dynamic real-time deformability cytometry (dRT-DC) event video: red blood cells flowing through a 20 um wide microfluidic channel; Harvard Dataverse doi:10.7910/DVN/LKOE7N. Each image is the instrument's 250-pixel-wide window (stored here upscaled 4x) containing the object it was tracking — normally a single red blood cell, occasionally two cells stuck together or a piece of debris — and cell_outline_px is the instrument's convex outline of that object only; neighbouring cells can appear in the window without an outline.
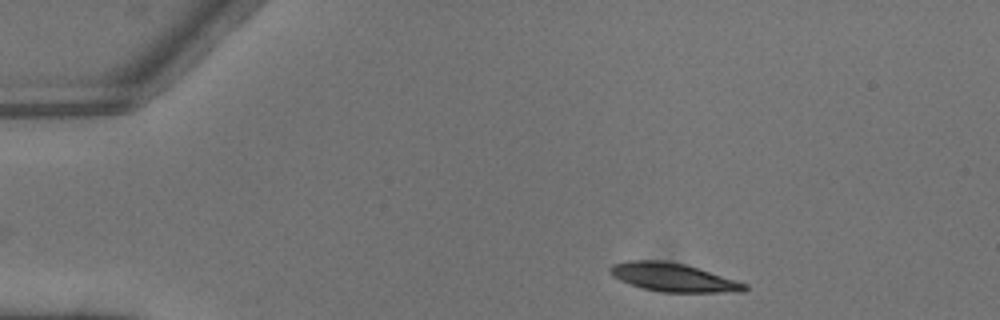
{"species": "common noctule bat (a hibernating species)", "species_latin": "Nyctalus noctula", "temperature_condition": "warm", "stored_images_in_passage": 4, "camera_frame_rate_fps": 3000, "um_per_image_px": 0.085, "animal": {"sex": "male", "body_mass_g": 13.3}, "frame": {"image": 1, "passage_image": 1, "time_ms": 0.0, "image_size_px": [1000, 320], "cell_outline_px": [[748, 288], [744, 292], [660, 292], [628, 284], [612, 276], [608, 272], [608, 268], [612, 264], [624, 260], [664, 260], [684, 264], [736, 280], [748, 284]], "centroid_in_image_um": [57.17, 23.57], "position_along_channel_um": 27.8, "area_um2": 22.43}}
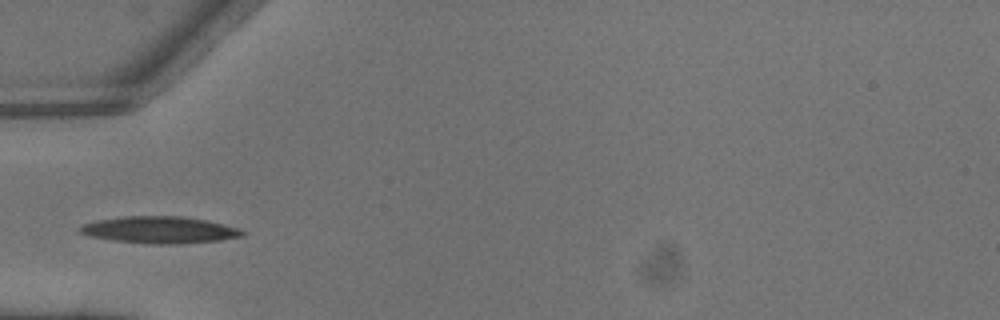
{"frame": {"image": 2, "passage_image": 3, "time_ms": 0.667, "image_size_px": [1000, 320], "cell_outline_px": [[244, 236], [220, 240], [180, 244], [152, 244], [112, 240], [92, 236], [80, 232], [80, 228], [84, 224], [96, 220], [124, 216], [180, 216], [204, 220], [240, 228], [244, 232]], "centroid_in_image_um": [13.6, 19.54], "position_along_channel_um": 71.4, "area_um2": 25.2}}
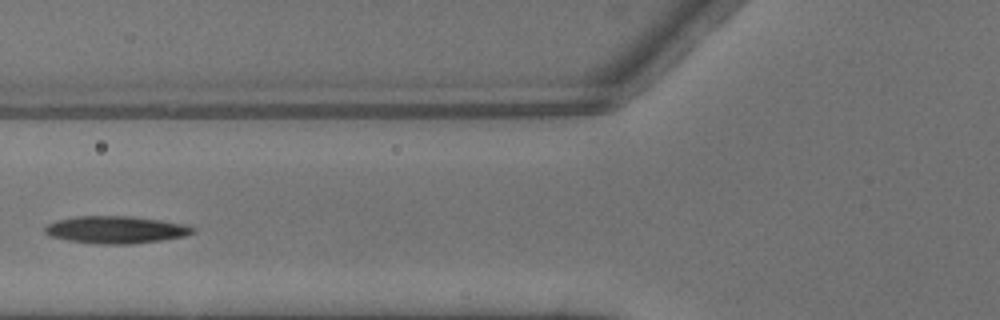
{"frame": {"image": 3, "passage_image": 4, "time_ms": 1.0, "image_size_px": [1000, 320], "cell_outline_px": [[196, 232], [184, 236], [164, 240], [132, 244], [96, 244], [68, 240], [48, 236], [44, 232], [44, 228], [48, 224], [56, 220], [76, 216], [132, 216], [188, 224], [196, 228]], "centroid_in_image_um": [9.88, 19.53], "position_along_channel_um": 115.9, "area_um2": 23.87}}